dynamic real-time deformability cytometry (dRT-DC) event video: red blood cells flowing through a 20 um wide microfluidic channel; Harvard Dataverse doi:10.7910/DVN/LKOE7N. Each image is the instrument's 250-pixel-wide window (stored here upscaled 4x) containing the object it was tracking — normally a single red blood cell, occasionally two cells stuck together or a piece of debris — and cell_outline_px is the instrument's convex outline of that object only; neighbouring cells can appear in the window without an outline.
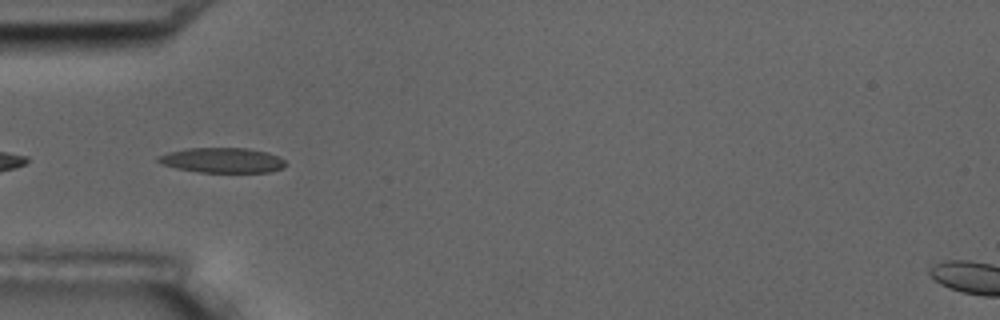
{"species": "common noctule bat (a hibernating species)", "species_latin": "Nyctalus noctula", "temperature_condition": "room temperature", "stored_images_in_passage": 7, "camera_frame_rate_fps": 3000, "um_per_image_px": 0.085, "animal": {"sex": "male", "body_mass_g": 17.5, "forearm_length_mm": 52.3}, "frame": {"image": 1, "passage_image": 3, "time_ms": 3.0, "image_size_px": [1000, 320], "cell_outline_px": [[288, 164], [284, 168], [272, 172], [200, 172], [176, 168], [160, 164], [156, 160], [156, 156], [168, 152], [188, 148], [248, 148], [268, 152], [280, 156]], "centroid_in_image_um": [18.92, 13.62], "position_along_channel_um": 66.1, "area_um2": 18.9}}
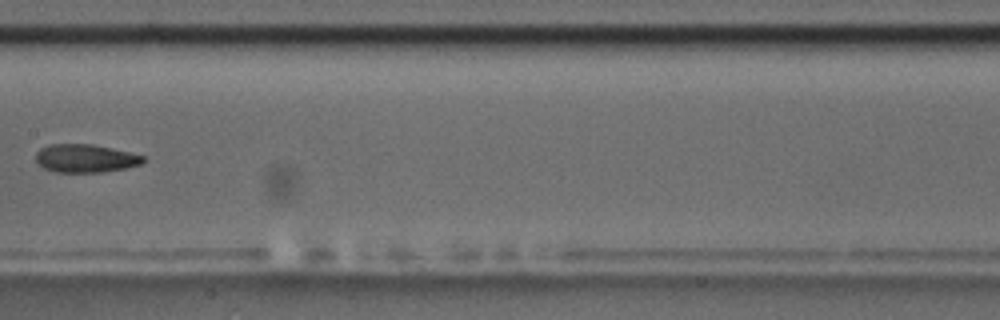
{"frame": {"image": 2, "passage_image": 6, "time_ms": 6.667, "image_size_px": [1000, 320], "cell_outline_px": [[148, 160], [140, 164], [124, 168], [100, 172], [56, 172], [44, 168], [36, 160], [36, 152], [40, 148], [48, 144], [92, 144], [128, 152], [144, 156]], "centroid_in_image_um": [7.25, 13.45], "position_along_channel_um": 200.2, "area_um2": 17.51}}
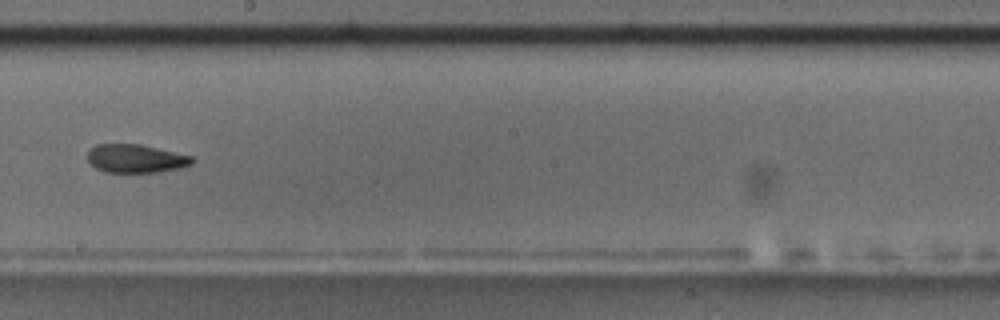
{"frame": {"image": 3, "passage_image": 7, "time_ms": 7.667, "image_size_px": [1000, 320], "cell_outline_px": [[196, 160], [192, 164], [180, 168], [160, 172], [104, 172], [96, 168], [88, 160], [88, 152], [96, 144], [140, 144], [192, 156]], "centroid_in_image_um": [11.57, 13.48], "position_along_channel_um": 236.6, "area_um2": 17.28}}